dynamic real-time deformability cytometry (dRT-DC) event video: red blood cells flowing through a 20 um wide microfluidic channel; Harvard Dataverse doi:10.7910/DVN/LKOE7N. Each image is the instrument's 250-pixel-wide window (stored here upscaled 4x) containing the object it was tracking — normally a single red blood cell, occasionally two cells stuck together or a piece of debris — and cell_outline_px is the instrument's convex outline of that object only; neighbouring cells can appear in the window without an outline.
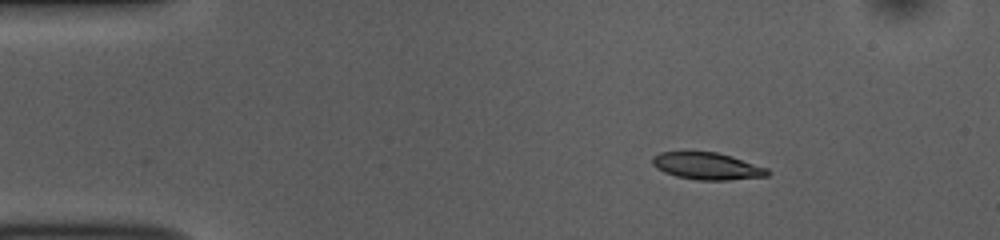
{"species": "common noctule bat (a hibernating species)", "species_latin": "Nyctalus noctula", "temperature_condition": "room temperature", "stored_images_in_passage": 46, "camera_frame_rate_fps": 3000, "um_per_image_px": 0.085, "animal": {"sex": "female", "body_mass_g": 10.0, "forearm_length_mm": 53.1}, "frame": {"image": 1, "passage_image": 1, "time_ms": 0.0, "image_size_px": [1000, 240], "cell_outline_px": [[768, 176], [728, 180], [700, 180], [676, 176], [664, 172], [656, 168], [652, 164], [652, 156], [660, 152], [716, 152], [732, 156], [768, 168]], "centroid_in_image_um": [60.09, 14.11], "position_along_channel_um": 24.9, "area_um2": 18.09}}
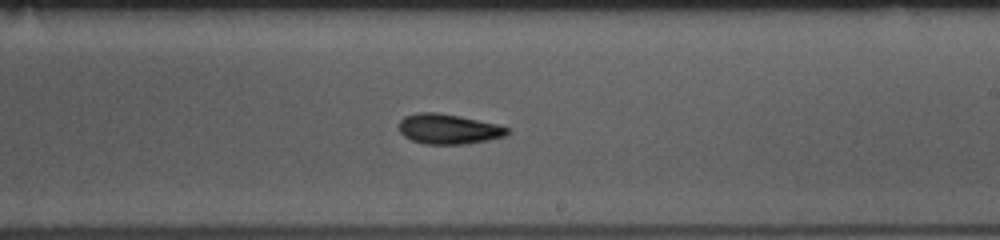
{"frame": {"image": 2, "passage_image": 24, "time_ms": 7.667, "image_size_px": [1000, 240], "cell_outline_px": [[508, 132], [504, 136], [488, 140], [464, 144], [424, 144], [412, 140], [404, 136], [400, 132], [400, 120], [404, 116], [416, 112], [436, 112], [460, 116], [496, 124], [508, 128]], "centroid_in_image_um": [38.08, 10.96], "position_along_channel_um": 250.9, "area_um2": 18.84}}
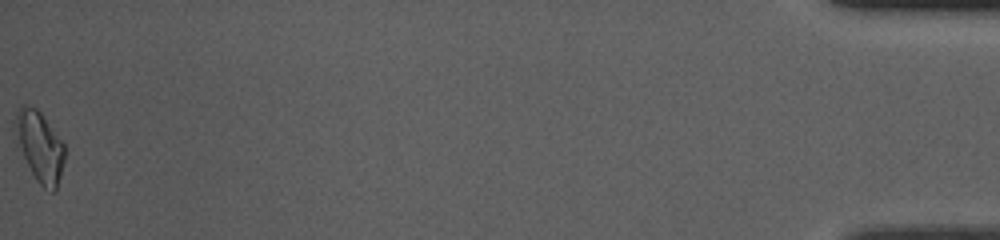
{"frame": {"image": 3, "passage_image": 46, "time_ms": 15.0, "image_size_px": [1000, 240], "cell_outline_px": [[64, 160], [56, 192], [52, 192], [44, 188], [36, 180], [24, 156], [12, 120], [20, 104], [24, 104], [36, 108], [40, 112], [64, 144]], "centroid_in_image_um": [3.38, 12.43], "position_along_channel_um": 431.8, "area_um2": 19.83}, "authors_computed_cell_mechanics": {"area_um2": 18.4671, "velocity_mm_per_s": 3.7996, "shape_relaxation_time_tau1_ms": 3.0195, "shape_relaxation_time_tau2_ms": 6.5603, "deformation_change_tau1": 0.1261, "deformation_change_tau2": 0.1448}}